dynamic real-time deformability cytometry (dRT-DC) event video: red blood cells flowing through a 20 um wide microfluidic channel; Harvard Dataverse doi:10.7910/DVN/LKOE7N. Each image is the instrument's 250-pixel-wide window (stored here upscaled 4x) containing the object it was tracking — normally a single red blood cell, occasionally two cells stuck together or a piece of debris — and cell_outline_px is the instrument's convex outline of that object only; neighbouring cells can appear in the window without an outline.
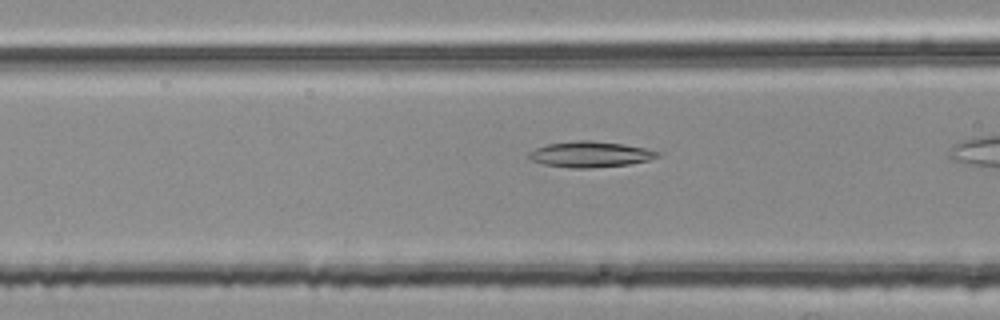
{"species": "common noctule bat (a hibernating species)", "species_latin": "Nyctalus noctula", "temperature_condition": "room temperature", "stored_images_in_passage": 8, "camera_frame_rate_fps": 3000, "um_per_image_px": 0.085, "animal": {"sex": "female", "body_mass_g": 25.1}, "frame": {"image": 1, "passage_image": 4, "time_ms": 1.0, "image_size_px": [1000, 320], "cell_outline_px": [[664, 152], [660, 156], [648, 160], [628, 164], [592, 168], [572, 168], [544, 164], [528, 160], [528, 152], [536, 148], [548, 144], [576, 140], [592, 140], [624, 144]], "centroid_in_image_um": [50.18, 13.11], "position_along_channel_um": 116.4, "area_um2": 19.48}}
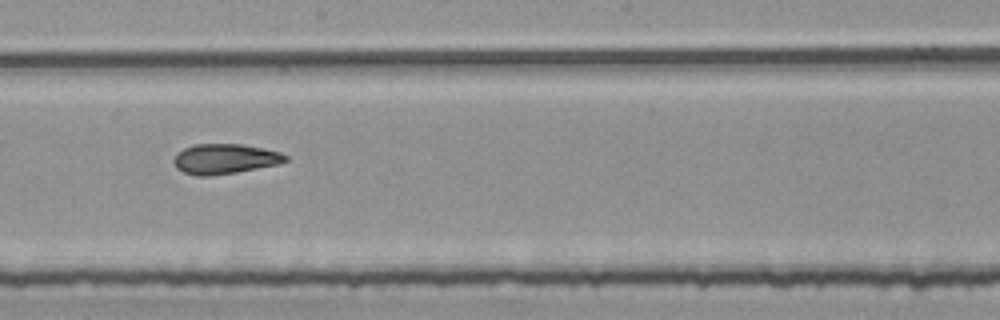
{"frame": {"image": 2, "passage_image": 8, "time_ms": 2.333, "image_size_px": [1000, 320], "cell_outline_px": [[288, 160], [276, 164], [236, 172], [208, 176], [196, 176], [184, 172], [176, 168], [172, 160], [184, 148], [196, 144], [244, 144], [264, 148], [280, 152], [288, 156]], "centroid_in_image_um": [19.11, 13.5], "position_along_channel_um": 229.1, "area_um2": 19.42}}